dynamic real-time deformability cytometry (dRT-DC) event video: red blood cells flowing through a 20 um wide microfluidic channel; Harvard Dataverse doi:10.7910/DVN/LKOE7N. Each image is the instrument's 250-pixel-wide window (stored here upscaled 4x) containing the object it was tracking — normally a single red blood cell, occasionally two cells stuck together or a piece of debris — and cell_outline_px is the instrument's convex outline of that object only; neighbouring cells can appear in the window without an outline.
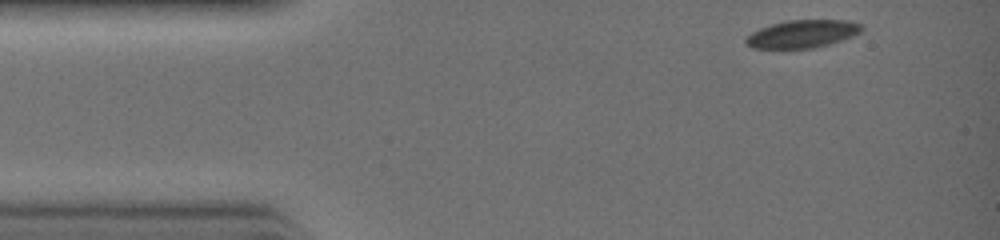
{"species": "common noctule bat (a hibernating species)", "species_latin": "Nyctalus noctula", "temperature_condition": "warm", "stored_images_in_passage": 27, "camera_frame_rate_fps": 3000, "um_per_image_px": 0.085, "animal": {"sex": "female", "body_mass_g": 19.0, "forearm_length_mm": 51.5}, "frame": {"image": 1, "passage_image": 1, "time_ms": 0.0, "image_size_px": [1000, 240], "cell_outline_px": [[864, 28], [860, 32], [852, 36], [832, 44], [812, 48], [752, 48], [744, 44], [744, 40], [752, 32], [760, 28], [772, 24], [788, 20], [848, 20], [860, 24]], "centroid_in_image_um": [68.2, 2.88], "position_along_channel_um": 16.8, "area_um2": 18.79}}
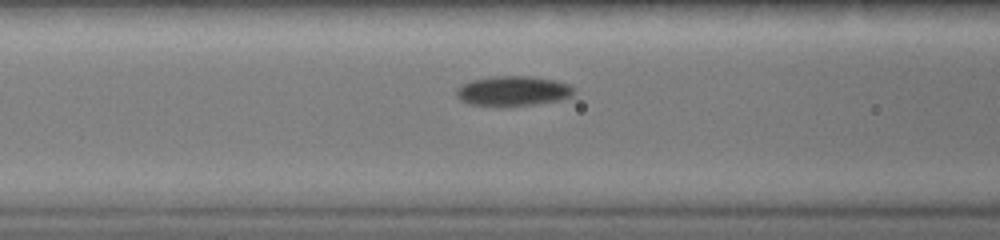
{"frame": {"image": 2, "passage_image": 10, "time_ms": 3.0, "image_size_px": [1000, 240], "cell_outline_px": [[576, 92], [572, 96], [560, 100], [536, 104], [508, 108], [496, 108], [468, 104], [460, 100], [456, 96], [456, 88], [460, 84], [472, 80], [492, 76], [532, 76], [556, 80], [568, 84], [576, 88]], "centroid_in_image_um": [43.58, 7.77], "position_along_channel_um": 123.0, "area_um2": 21.44}}
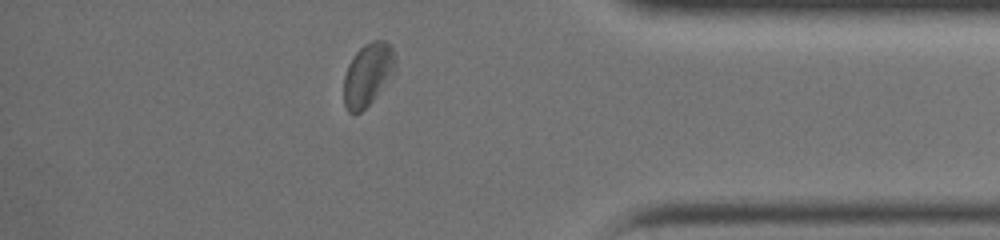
{"frame": {"image": 3, "passage_image": 25, "time_ms": 8.0, "image_size_px": [1000, 240], "cell_outline_px": [[396, 72], [372, 100], [360, 112], [348, 112], [344, 104], [344, 76], [348, 64], [356, 52], [364, 44], [372, 40], [384, 40], [392, 48], [396, 60]], "centroid_in_image_um": [31.28, 6.3], "position_along_channel_um": 403.9, "area_um2": 18.79}}